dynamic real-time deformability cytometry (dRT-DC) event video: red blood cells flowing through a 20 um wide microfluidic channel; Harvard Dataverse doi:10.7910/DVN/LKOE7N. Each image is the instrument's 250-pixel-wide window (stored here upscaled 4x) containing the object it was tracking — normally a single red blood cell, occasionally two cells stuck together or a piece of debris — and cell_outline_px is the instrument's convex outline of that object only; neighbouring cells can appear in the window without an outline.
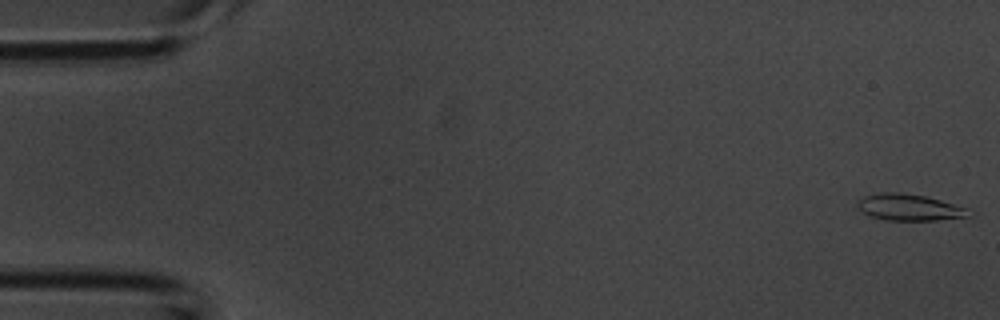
{"species": "common noctule bat (a hibernating species)", "species_latin": "Nyctalus noctula", "temperature_condition": "room temperature", "stored_images_in_passage": 43, "camera_frame_rate_fps": 3000, "um_per_image_px": 0.085, "animal": {"sex": "male", "body_mass_g": 20.1, "forearm_length_mm": 53.5}, "frame": {"image": 1, "passage_image": 1, "time_ms": 0.0, "image_size_px": [1000, 320], "cell_outline_px": [[972, 216], [936, 220], [888, 220], [868, 216], [856, 204], [864, 196], [880, 192], [900, 192], [924, 196], [940, 200], [968, 208]], "centroid_in_image_um": [77.3, 17.62], "position_along_channel_um": 7.7, "area_um2": 17.05}}
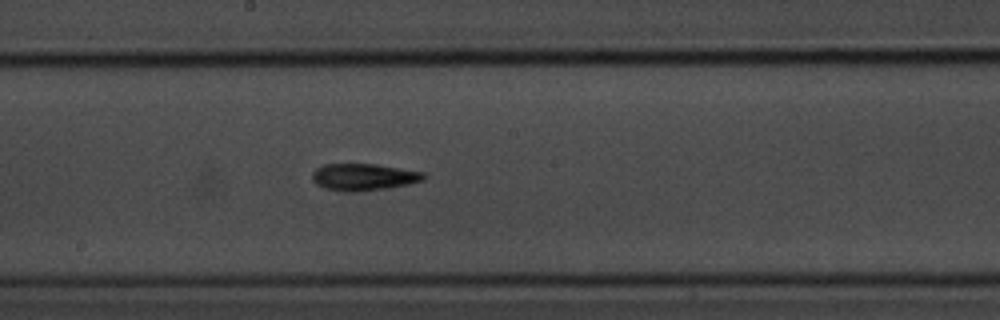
{"frame": {"image": 2, "passage_image": 23, "time_ms": 7.333, "image_size_px": [1000, 320], "cell_outline_px": [[428, 176], [424, 180], [408, 184], [384, 188], [352, 192], [344, 192], [324, 188], [316, 184], [312, 180], [312, 172], [316, 168], [324, 164], [376, 164], [424, 172]], "centroid_in_image_um": [30.89, 15.04], "position_along_channel_um": 217.3, "area_um2": 17.51}}
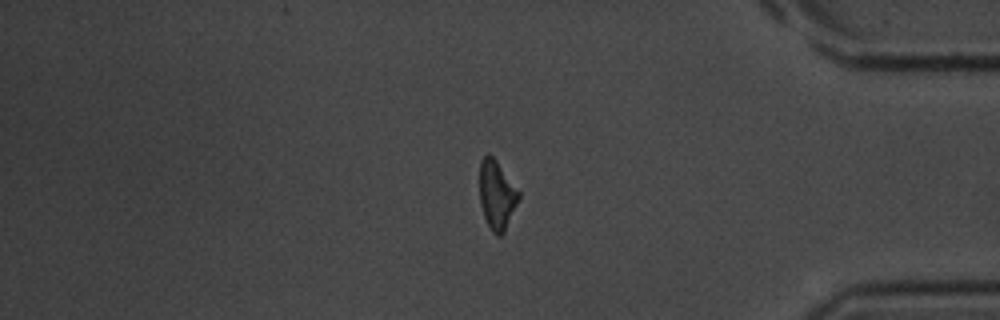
{"frame": {"image": 3, "passage_image": 36, "time_ms": 11.667, "image_size_px": [1000, 320], "cell_outline_px": [[520, 196], [504, 232], [500, 236], [496, 236], [492, 232], [484, 216], [480, 204], [480, 160], [484, 156], [492, 156], [496, 160], [520, 192]], "centroid_in_image_um": [42.22, 16.58], "position_along_channel_um": 393.0, "area_um2": 15.43}}